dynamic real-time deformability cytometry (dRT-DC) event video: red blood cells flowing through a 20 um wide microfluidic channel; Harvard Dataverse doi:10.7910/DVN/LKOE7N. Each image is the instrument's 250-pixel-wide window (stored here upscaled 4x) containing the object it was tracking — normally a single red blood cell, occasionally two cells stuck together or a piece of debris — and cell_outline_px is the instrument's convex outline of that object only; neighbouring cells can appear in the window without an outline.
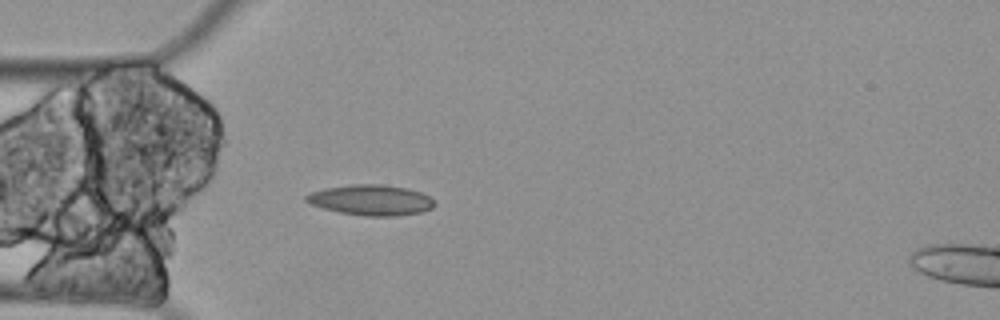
{"species": "Egyptian fruit bat (a non-hibernating species)", "species_latin": "Rousettus aegyptiacus", "temperature_condition": "cold", "stored_images_in_passage": 39, "camera_frame_rate_fps": 3000, "um_per_image_px": 0.085, "animal": {"sex": "female"}, "frame": {"image": 1, "passage_image": 4, "time_ms": 1.0, "image_size_px": [1000, 320], "cell_outline_px": [[436, 204], [432, 208], [420, 212], [396, 216], [364, 216], [340, 212], [324, 208], [312, 204], [304, 200], [304, 196], [312, 192], [324, 188], [352, 184], [380, 184], [404, 188], [420, 192], [428, 196]], "centroid_in_image_um": [31.52, 17.0], "position_along_channel_um": 53.5, "area_um2": 22.6}}
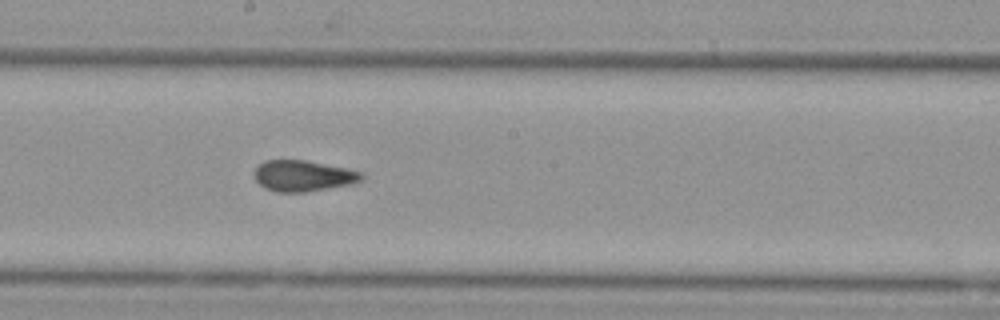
{"frame": {"image": 2, "passage_image": 19, "time_ms": 6.0, "image_size_px": [1000, 320], "cell_outline_px": [[364, 176], [360, 180], [352, 184], [304, 192], [276, 192], [264, 188], [256, 180], [256, 168], [264, 160], [304, 160], [348, 168], [364, 172]], "centroid_in_image_um": [25.8, 14.94], "position_along_channel_um": 222.4, "area_um2": 19.31}}
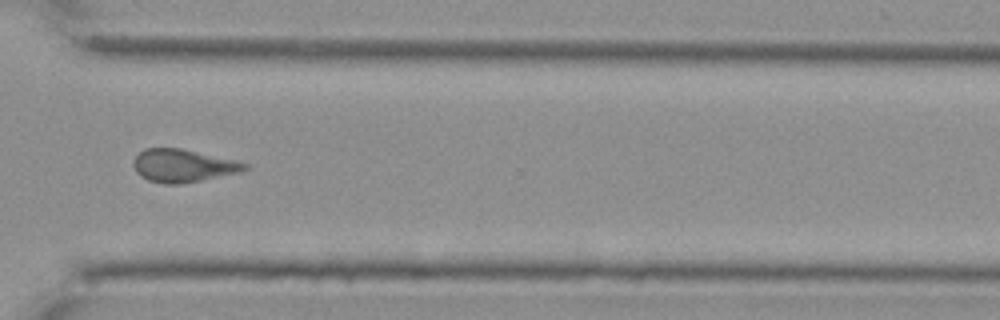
{"frame": {"image": 3, "passage_image": 31, "time_ms": 10.0, "image_size_px": [1000, 320], "cell_outline_px": [[248, 168], [240, 172], [180, 184], [164, 184], [148, 180], [140, 176], [136, 172], [132, 164], [132, 160], [144, 148], [180, 148], [232, 160], [248, 164]], "centroid_in_image_um": [15.48, 14.09], "position_along_channel_um": 355.1, "area_um2": 21.04}, "authors_computed_cell_mechanics": {"area_um2": 20.9236, "velocity_mm_per_s": 3.3066, "shape_relaxation_time_tau1_ms": null, "shape_relaxation_time_tau2_ms": 3.3375, "deformation_change_tau1": null, "deformation_change_tau2": 0.1061}}